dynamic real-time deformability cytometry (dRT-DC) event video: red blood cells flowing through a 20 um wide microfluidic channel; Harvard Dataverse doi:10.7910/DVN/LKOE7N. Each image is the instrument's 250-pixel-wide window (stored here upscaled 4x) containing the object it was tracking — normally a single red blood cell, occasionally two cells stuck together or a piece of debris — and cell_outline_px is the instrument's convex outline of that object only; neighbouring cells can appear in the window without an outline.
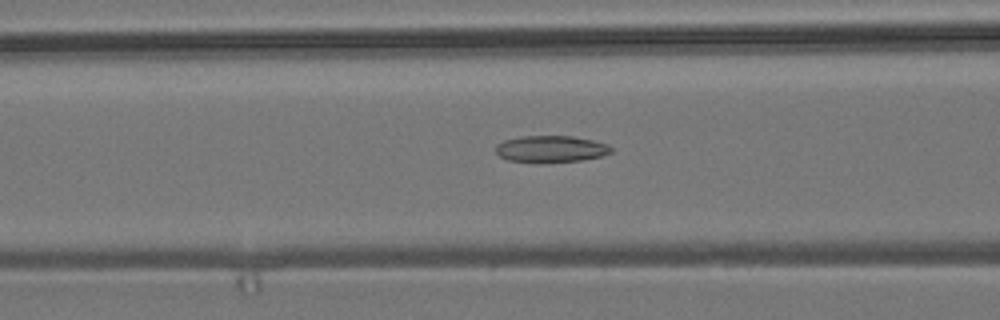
{"species": "common noctule bat (a hibernating species)", "species_latin": "Nyctalus noctula", "temperature_condition": "room temperature", "stored_images_in_passage": 54, "camera_frame_rate_fps": 3000, "um_per_image_px": 0.085, "animal": {"sex": "male", "body_mass_g": 19.2, "forearm_length_mm": 51.8}, "frame": {"image": 1, "passage_image": 22, "time_ms": 7.0, "image_size_px": [1000, 320], "cell_outline_px": [[612, 152], [600, 156], [580, 160], [544, 164], [540, 164], [508, 160], [500, 156], [496, 152], [496, 144], [504, 140], [520, 136], [572, 136], [592, 140], [608, 144], [612, 148]], "centroid_in_image_um": [46.79, 12.68], "position_along_channel_um": 119.8, "area_um2": 18.26}}
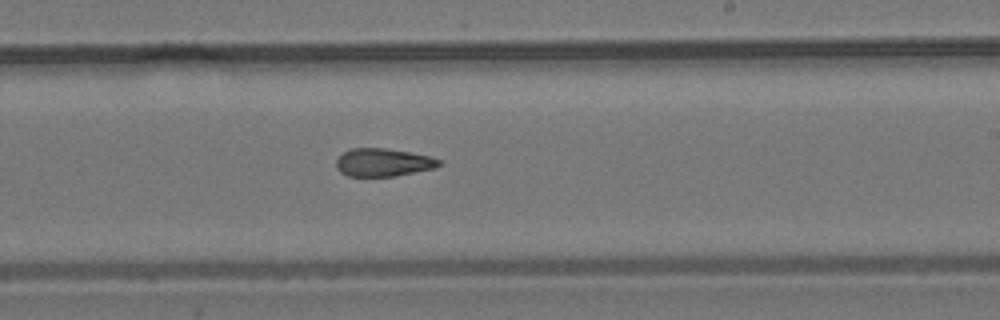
{"frame": {"image": 2, "passage_image": 33, "time_ms": 10.667, "image_size_px": [1000, 320], "cell_outline_px": [[444, 160], [440, 164], [432, 168], [396, 176], [348, 176], [340, 172], [336, 168], [336, 160], [344, 152], [352, 148], [384, 148], [432, 156]], "centroid_in_image_um": [32.57, 13.8], "position_along_channel_um": 256.4, "area_um2": 16.7}}
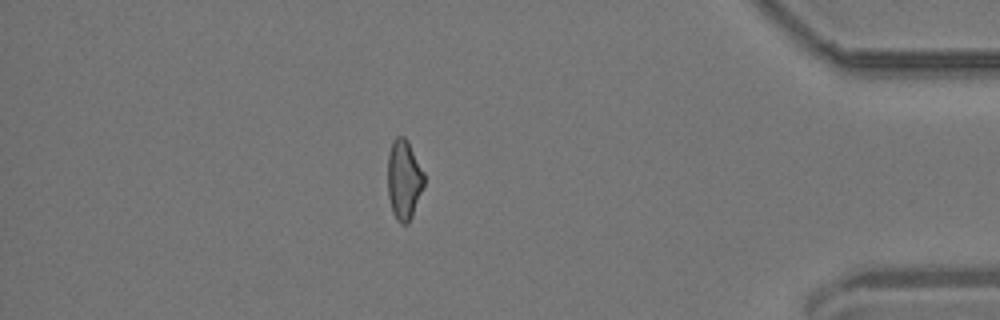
{"frame": {"image": 3, "passage_image": 48, "time_ms": 15.667, "image_size_px": [1000, 320], "cell_outline_px": [[424, 184], [412, 216], [408, 224], [400, 224], [396, 220], [392, 212], [388, 196], [388, 152], [392, 140], [396, 136], [404, 136], [408, 140], [424, 172]], "centroid_in_image_um": [34.32, 15.26], "position_along_channel_um": 400.9, "area_um2": 17.11}, "authors_computed_cell_mechanics": {"area_um2": 17.7157, "velocity_mm_per_s": 3.7305, "shape_relaxation_time_tau1_ms": null, "shape_relaxation_time_tau2_ms": 3.1201, "deformation_change_tau1": null, "deformation_change_tau2": 0.1164}}